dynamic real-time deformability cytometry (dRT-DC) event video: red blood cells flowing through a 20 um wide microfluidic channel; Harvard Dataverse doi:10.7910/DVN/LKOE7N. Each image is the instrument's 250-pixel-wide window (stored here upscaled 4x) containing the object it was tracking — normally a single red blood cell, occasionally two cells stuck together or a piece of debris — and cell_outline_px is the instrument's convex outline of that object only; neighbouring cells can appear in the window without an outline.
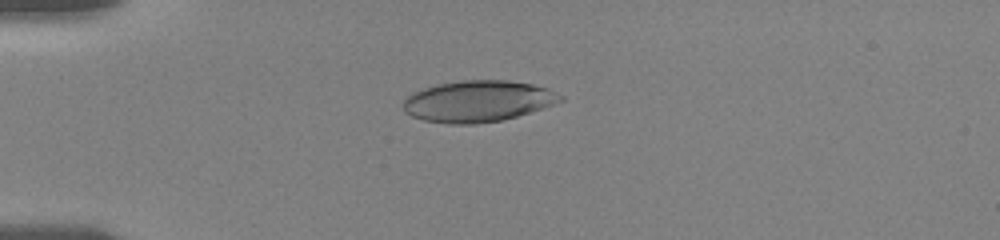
{"species": "human", "species_latin": "Homo sapiens", "temperature_condition": "room temperature", "stored_images_in_passage": 13, "camera_frame_rate_fps": 3000, "um_per_image_px": 0.085, "donor": {"sex": "female"}, "frame": {"image": 1, "passage_image": 6, "time_ms": 4.333, "image_size_px": [1000, 240], "cell_outline_px": [[564, 100], [544, 108], [504, 120], [476, 124], [452, 124], [424, 120], [412, 116], [404, 112], [404, 100], [408, 96], [424, 88], [436, 84], [460, 80], [508, 80], [532, 84], [548, 88], [564, 96]], "centroid_in_image_um": [40.66, 8.6], "position_along_channel_um": 44.3, "area_um2": 37.97}}
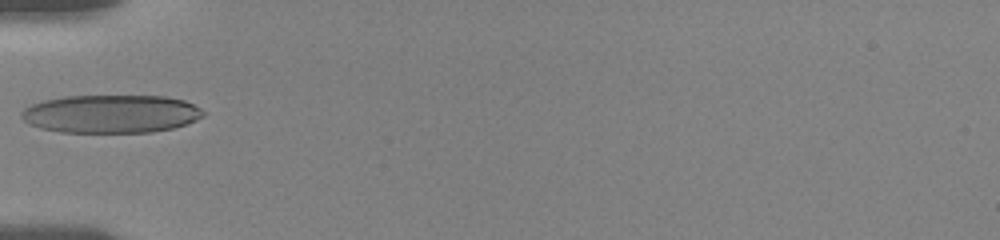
{"frame": {"image": 2, "passage_image": 8, "time_ms": 6.0, "image_size_px": [1000, 240], "cell_outline_px": [[204, 116], [196, 120], [172, 128], [152, 132], [60, 132], [40, 128], [28, 124], [20, 116], [20, 112], [24, 108], [32, 104], [44, 100], [64, 96], [164, 96], [184, 100], [200, 108], [204, 112]], "centroid_in_image_um": [9.4, 9.68], "position_along_channel_um": 75.6, "area_um2": 40.46}}
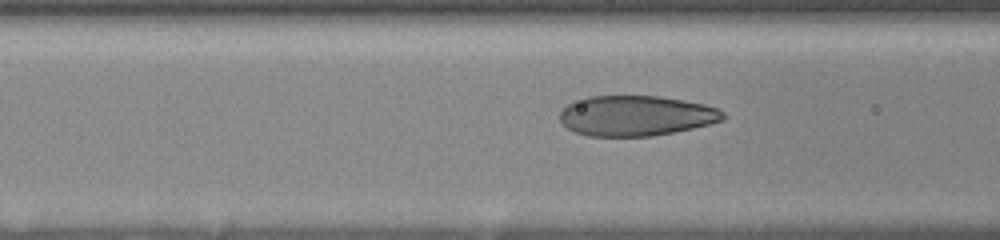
{"frame": {"image": 3, "passage_image": 11, "time_ms": 7.0, "image_size_px": [1000, 240], "cell_outline_px": [[728, 116], [724, 120], [692, 128], [652, 136], [588, 136], [576, 132], [568, 128], [560, 120], [560, 112], [568, 104], [588, 96], [660, 96], [704, 104], [720, 108]], "centroid_in_image_um": [54.1, 9.83], "position_along_channel_um": 112.5, "area_um2": 38.26}}